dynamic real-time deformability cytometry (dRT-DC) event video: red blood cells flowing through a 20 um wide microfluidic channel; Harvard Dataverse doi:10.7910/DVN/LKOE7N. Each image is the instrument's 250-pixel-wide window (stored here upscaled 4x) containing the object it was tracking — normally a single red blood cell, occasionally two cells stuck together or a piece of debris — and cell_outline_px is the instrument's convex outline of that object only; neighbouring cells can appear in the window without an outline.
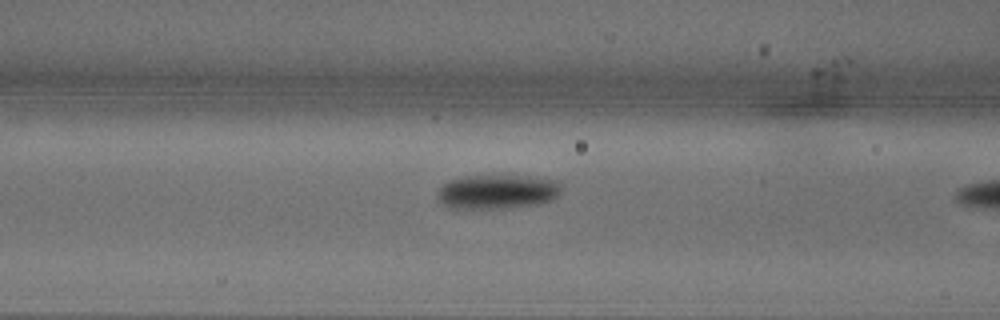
{"species": "common noctule bat (a hibernating species)", "species_latin": "Nyctalus noctula", "temperature_condition": "warm", "stored_images_in_passage": 8, "camera_frame_rate_fps": 3000, "um_per_image_px": 0.085, "animal": {"sex": "male", "body_mass_g": 18.8}, "frame": {"image": 1, "passage_image": 7, "time_ms": 2.0, "image_size_px": [1000, 320], "cell_outline_px": [[560, 192], [552, 200], [540, 204], [508, 208], [452, 208], [440, 204], [436, 196], [436, 192], [440, 184], [448, 180], [464, 176], [520, 176], [560, 180]], "centroid_in_image_um": [42.21, 16.3], "position_along_channel_um": 124.4, "area_um2": 25.09}}